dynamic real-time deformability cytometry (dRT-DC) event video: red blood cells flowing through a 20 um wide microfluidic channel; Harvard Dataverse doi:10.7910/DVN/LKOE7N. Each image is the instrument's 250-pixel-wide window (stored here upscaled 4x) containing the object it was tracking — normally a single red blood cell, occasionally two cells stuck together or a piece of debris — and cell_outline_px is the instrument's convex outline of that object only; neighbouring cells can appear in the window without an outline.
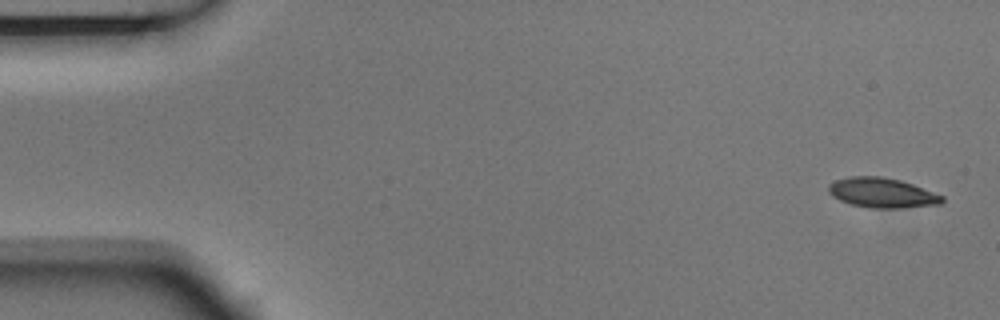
{"species": "Egyptian fruit bat (a non-hibernating species)", "species_latin": "Rousettus aegyptiacus", "temperature_condition": "room temperature", "stored_images_in_passage": 5, "camera_frame_rate_fps": 3000, "um_per_image_px": 0.085, "animal": {"sex": "male"}, "frame": {"image": 1, "passage_image": 1, "time_ms": 0.0, "image_size_px": [1000, 320], "cell_outline_px": [[944, 200], [940, 204], [900, 208], [872, 208], [852, 204], [840, 200], [832, 196], [828, 192], [828, 184], [836, 180], [848, 176], [880, 176], [900, 180], [912, 184], [944, 196]], "centroid_in_image_um": [74.96, 16.38], "position_along_channel_um": 10.0, "area_um2": 19.71}}
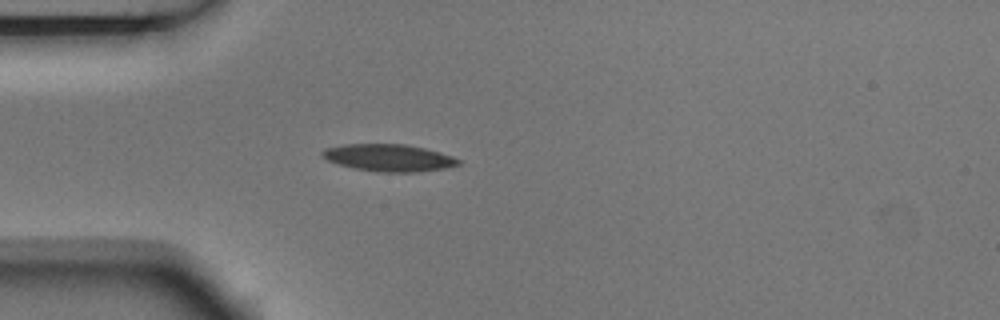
{"frame": {"image": 2, "passage_image": 5, "time_ms": 1.333, "image_size_px": [1000, 320], "cell_outline_px": [[460, 164], [444, 168], [412, 172], [380, 172], [356, 168], [340, 164], [328, 160], [320, 156], [320, 152], [324, 148], [344, 144], [408, 144], [440, 152], [452, 156], [460, 160]], "centroid_in_image_um": [33.02, 13.39], "position_along_channel_um": 52.0, "area_um2": 21.39}}